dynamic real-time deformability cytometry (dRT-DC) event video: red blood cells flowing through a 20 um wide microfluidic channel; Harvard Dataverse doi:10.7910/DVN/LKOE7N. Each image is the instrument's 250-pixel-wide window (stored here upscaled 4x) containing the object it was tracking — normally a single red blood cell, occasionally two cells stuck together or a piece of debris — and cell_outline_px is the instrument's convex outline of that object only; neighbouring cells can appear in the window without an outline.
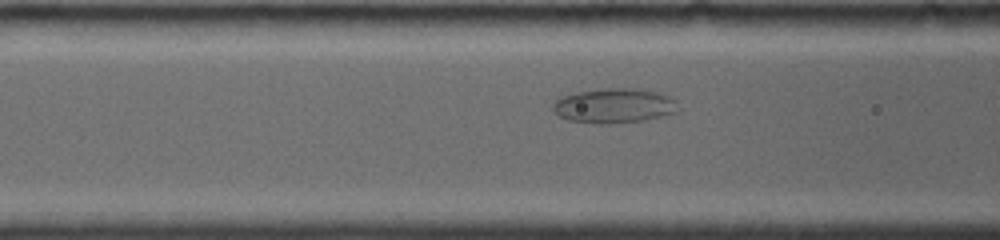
{"species": "common noctule bat (a hibernating species)", "species_latin": "Nyctalus noctula", "temperature_condition": "room temperature", "stored_images_in_passage": 34, "camera_frame_rate_fps": 4000, "um_per_image_px": 0.085, "animal": {"sex": "female", "body_mass_g": 19.0, "forearm_length_mm": 56.7}, "frame": {"image": 1, "passage_image": 13, "time_ms": 5.25, "image_size_px": [1000, 240], "cell_outline_px": [[672, 112], [640, 120], [608, 124], [600, 124], [568, 120], [560, 116], [552, 108], [556, 100], [564, 96], [576, 92], [600, 88], [644, 88], [668, 96], [672, 100]], "centroid_in_image_um": [52.08, 8.96], "position_along_channel_um": 114.5, "area_um2": 24.51}}
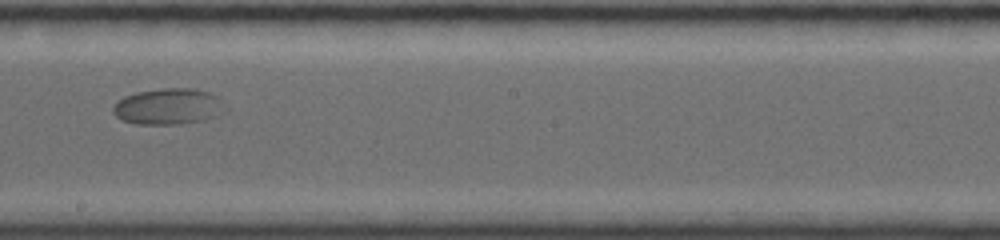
{"frame": {"image": 2, "passage_image": 20, "time_ms": 8.5, "image_size_px": [1000, 240], "cell_outline_px": [[220, 100], [212, 116], [196, 120], [168, 124], [140, 124], [124, 120], [116, 116], [112, 108], [124, 96], [136, 92], [160, 88], [196, 88], [220, 96]], "centroid_in_image_um": [14.17, 9.0], "position_along_channel_um": 234.0, "area_um2": 22.37}}
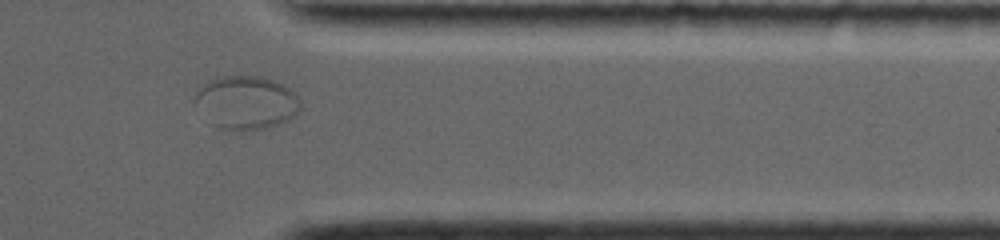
{"frame": {"image": 3, "passage_image": 30, "time_ms": 12.75, "image_size_px": [1000, 240], "cell_outline_px": [[300, 108], [292, 116], [276, 124], [264, 128], [220, 128], [212, 124], [192, 104], [192, 100], [200, 88], [208, 80], [216, 76], [260, 76], [284, 84], [300, 100]], "centroid_in_image_um": [20.85, 8.67], "position_along_channel_um": 390.5, "area_um2": 32.25}}